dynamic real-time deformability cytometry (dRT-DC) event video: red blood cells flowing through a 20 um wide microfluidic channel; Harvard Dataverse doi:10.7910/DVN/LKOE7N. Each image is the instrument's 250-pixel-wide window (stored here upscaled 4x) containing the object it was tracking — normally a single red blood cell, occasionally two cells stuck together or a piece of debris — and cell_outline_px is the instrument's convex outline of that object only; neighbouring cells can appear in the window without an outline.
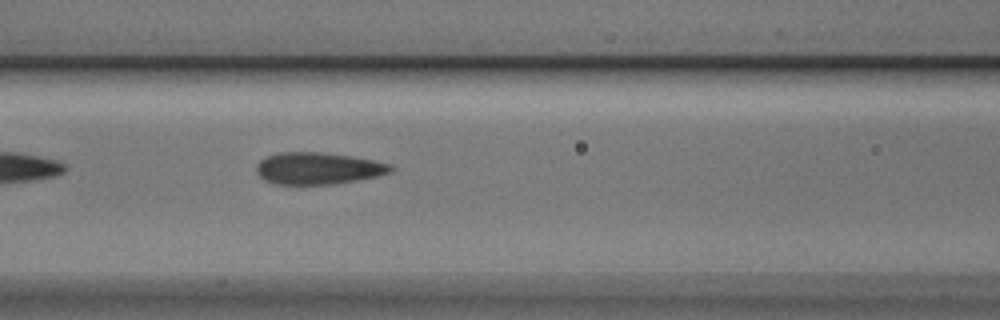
{"species": "Egyptian fruit bat (a non-hibernating species)", "species_latin": "Rousettus aegyptiacus", "temperature_condition": "cold", "stored_images_in_passage": 6, "camera_frame_rate_fps": 3000, "um_per_image_px": 0.085, "animal": {"sex": "male"}, "frame": {"image": 1, "passage_image": 6, "time_ms": 1.667, "image_size_px": [1000, 320], "cell_outline_px": [[396, 168], [392, 172], [376, 176], [356, 180], [332, 184], [276, 184], [264, 180], [256, 172], [256, 164], [260, 160], [268, 156], [280, 152], [320, 152], [352, 156], [392, 164]], "centroid_in_image_um": [27.04, 14.3], "position_along_channel_um": 139.6, "area_um2": 24.97}}